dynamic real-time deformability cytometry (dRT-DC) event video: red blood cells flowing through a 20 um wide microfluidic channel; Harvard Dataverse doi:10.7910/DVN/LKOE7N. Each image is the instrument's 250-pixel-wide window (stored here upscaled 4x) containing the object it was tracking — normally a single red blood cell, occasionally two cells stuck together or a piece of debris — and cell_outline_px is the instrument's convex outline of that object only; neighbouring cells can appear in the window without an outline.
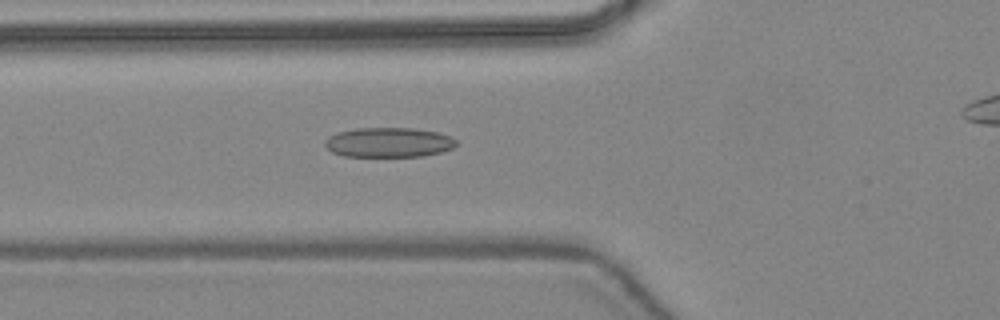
{"species": "common noctule bat (a hibernating species)", "species_latin": "Nyctalus noctula", "temperature_condition": "warm", "stored_images_in_passage": 31, "camera_frame_rate_fps": 3000, "um_per_image_px": 0.085, "animal": {"sex": "female", "body_mass_g": 24.6, "forearm_length_mm": 56.2}, "frame": {"image": 1, "passage_image": 6, "time_ms": 1.667, "image_size_px": [1000, 320], "cell_outline_px": [[456, 144], [452, 148], [440, 152], [424, 156], [344, 156], [332, 152], [324, 144], [324, 140], [328, 136], [336, 132], [356, 128], [412, 128], [436, 132], [448, 136], [456, 140]], "centroid_in_image_um": [32.98, 12.1], "position_along_channel_um": 92.8, "area_um2": 22.66}}
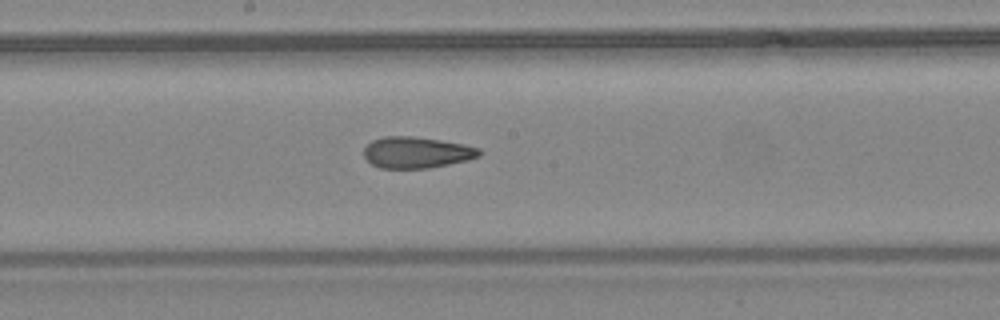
{"frame": {"image": 2, "passage_image": 14, "time_ms": 4.333, "image_size_px": [1000, 320], "cell_outline_px": [[484, 152], [480, 156], [468, 160], [428, 168], [380, 168], [372, 164], [364, 156], [364, 148], [372, 140], [384, 136], [412, 136], [440, 140], [464, 144], [480, 148]], "centroid_in_image_um": [35.44, 12.95], "position_along_channel_um": 212.8, "area_um2": 21.1}}
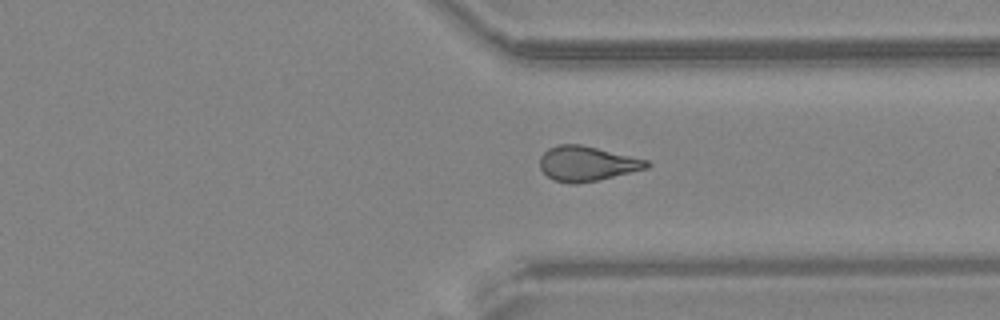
{"frame": {"image": 3, "passage_image": 24, "time_ms": 7.667, "image_size_px": [1000, 320], "cell_outline_px": [[652, 164], [648, 168], [600, 180], [576, 184], [568, 184], [552, 180], [540, 168], [540, 156], [548, 148], [560, 144], [580, 144], [648, 160]], "centroid_in_image_um": [49.89, 13.92], "position_along_channel_um": 361.5, "area_um2": 21.85}, "authors_computed_cell_mechanics": {"area_um2": 21.5594, "velocity_mm_per_s": 4.4663, "shape_relaxation_time_tau1_ms": null, "shape_relaxation_time_tau2_ms": 2.4817, "deformation_change_tau1": null, "deformation_change_tau2": 0.1141}}